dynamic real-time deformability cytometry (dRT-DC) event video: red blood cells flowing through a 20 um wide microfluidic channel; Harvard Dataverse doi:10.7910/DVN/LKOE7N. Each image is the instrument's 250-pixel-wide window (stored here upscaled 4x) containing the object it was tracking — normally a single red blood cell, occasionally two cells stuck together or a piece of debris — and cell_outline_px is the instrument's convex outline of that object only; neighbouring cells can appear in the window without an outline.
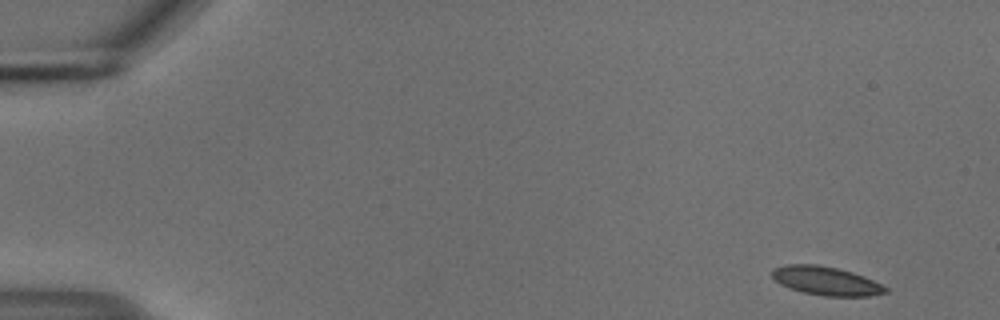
{"species": "common noctule bat (a hibernating species)", "species_latin": "Nyctalus noctula", "temperature_condition": "cold", "stored_images_in_passage": 52, "camera_frame_rate_fps": 3000, "um_per_image_px": 0.085, "animal": {"sex": "male", "body_mass_g": 18.8}, "frame": {"image": 1, "passage_image": 1, "time_ms": 0.0, "image_size_px": [1000, 320], "cell_outline_px": [[888, 292], [868, 296], [824, 296], [804, 292], [788, 288], [780, 284], [772, 276], [772, 268], [784, 264], [816, 264], [836, 268], [852, 272], [864, 276], [888, 288]], "centroid_in_image_um": [70.18, 23.87], "position_along_channel_um": 14.8, "area_um2": 18.9}}
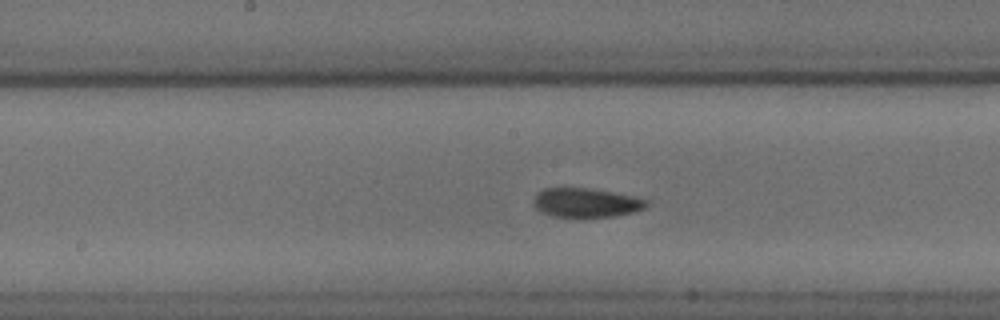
{"frame": {"image": 2, "passage_image": 26, "time_ms": 8.333, "image_size_px": [1000, 320], "cell_outline_px": [[648, 204], [644, 208], [632, 212], [612, 216], [552, 216], [536, 208], [532, 204], [532, 200], [536, 192], [544, 188], [588, 188], [612, 192], [632, 196], [648, 200]], "centroid_in_image_um": [49.76, 17.21], "position_along_channel_um": 198.4, "area_um2": 18.9}}
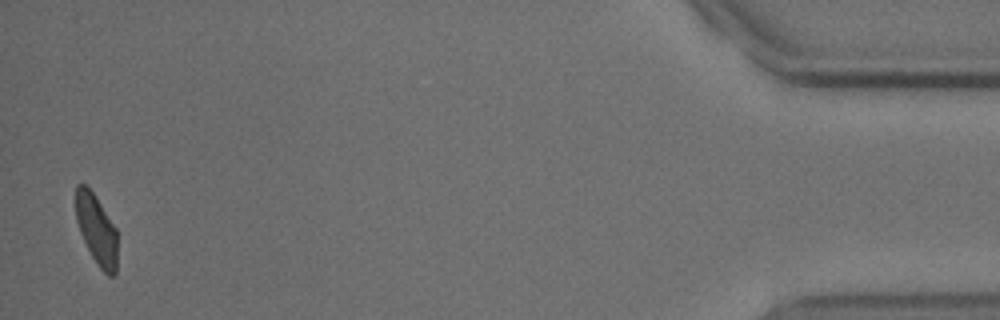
{"frame": {"image": 3, "passage_image": 51, "time_ms": 16.667, "image_size_px": [1000, 320], "cell_outline_px": [[116, 276], [108, 276], [100, 268], [92, 256], [80, 232], [76, 220], [76, 184], [84, 184], [92, 192], [116, 228]], "centroid_in_image_um": [8.2, 19.53], "position_along_channel_um": 427.0, "area_um2": 16.59}, "authors_computed_cell_mechanics": {"area_um2": 18.9873, "velocity_mm_per_s": 3.7184, "shape_relaxation_time_tau1_ms": null, "shape_relaxation_time_tau2_ms": 1.6112, "deformation_change_tau1": null, "deformation_change_tau2": 0.0531}}